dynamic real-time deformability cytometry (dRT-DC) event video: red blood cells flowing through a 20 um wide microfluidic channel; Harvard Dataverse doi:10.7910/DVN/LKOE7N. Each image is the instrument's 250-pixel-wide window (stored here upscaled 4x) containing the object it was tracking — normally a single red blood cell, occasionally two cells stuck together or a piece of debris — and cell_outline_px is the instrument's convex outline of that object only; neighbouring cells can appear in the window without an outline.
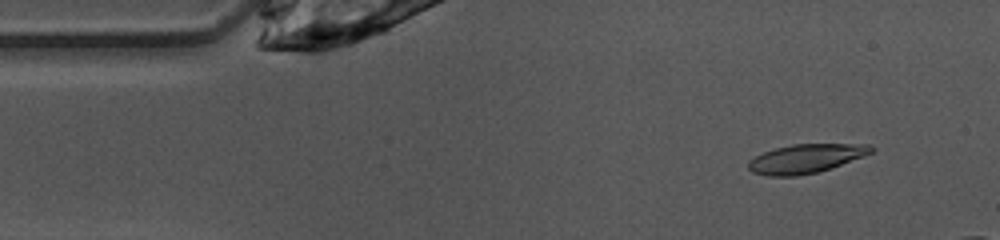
{"species": "common noctule bat (a hibernating species)", "species_latin": "Nyctalus noctula", "temperature_condition": "warm", "stored_images_in_passage": 41, "camera_frame_rate_fps": 3000, "um_per_image_px": 0.085, "animal": {"sex": "female", "body_mass_g": 10.0, "forearm_length_mm": 53.1}, "frame": {"image": 1, "passage_image": 4, "time_ms": 1.0, "image_size_px": [1000, 240], "cell_outline_px": [[876, 148], [872, 152], [864, 156], [816, 172], [796, 176], [768, 176], [752, 172], [748, 168], [748, 160], [764, 152], [776, 148], [792, 144], [868, 144]], "centroid_in_image_um": [68.47, 13.47], "position_along_channel_um": 16.5, "area_um2": 20.46}}
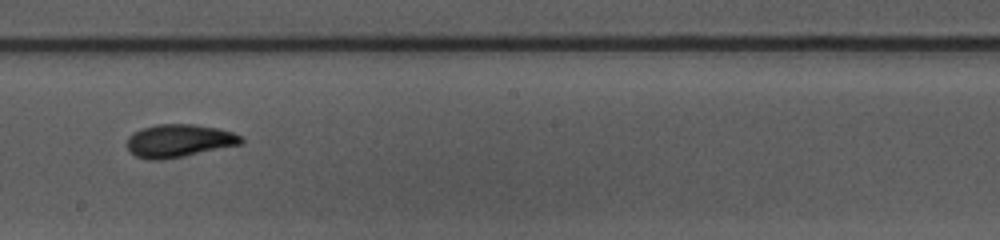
{"frame": {"image": 2, "passage_image": 25, "time_ms": 8.0, "image_size_px": [1000, 240], "cell_outline_px": [[244, 144], [184, 156], [160, 160], [148, 160], [136, 156], [128, 148], [128, 136], [132, 132], [156, 124], [192, 124], [216, 128], [232, 132], [244, 136]], "centroid_in_image_um": [15.26, 11.97], "position_along_channel_um": 232.9, "area_um2": 21.96}}
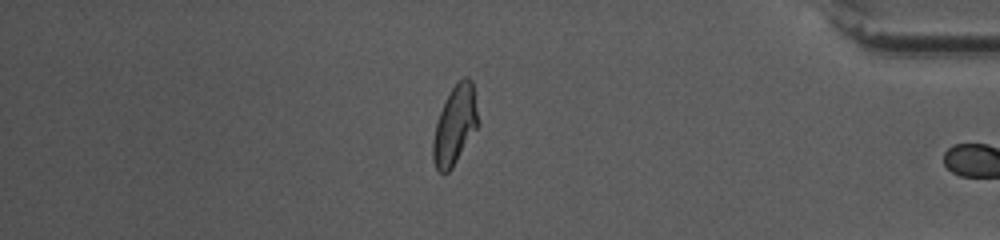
{"frame": {"image": 3, "passage_image": 40, "time_ms": 13.0, "image_size_px": [1000, 240], "cell_outline_px": [[480, 124], [452, 168], [448, 172], [440, 172], [436, 168], [432, 160], [432, 140], [436, 124], [440, 112], [452, 88], [464, 76], [468, 76], [472, 80]], "centroid_in_image_um": [38.68, 10.65], "position_along_channel_um": 396.5, "area_um2": 20.69}, "authors_computed_cell_mechanics": {"area_um2": 21.3282, "velocity_mm_per_s": 4.0354, "shape_relaxation_time_tau1_ms": 4.1059, "shape_relaxation_time_tau2_ms": 1.8565, "deformation_change_tau1": 0.1626, "deformation_change_tau2": 0.0795}}